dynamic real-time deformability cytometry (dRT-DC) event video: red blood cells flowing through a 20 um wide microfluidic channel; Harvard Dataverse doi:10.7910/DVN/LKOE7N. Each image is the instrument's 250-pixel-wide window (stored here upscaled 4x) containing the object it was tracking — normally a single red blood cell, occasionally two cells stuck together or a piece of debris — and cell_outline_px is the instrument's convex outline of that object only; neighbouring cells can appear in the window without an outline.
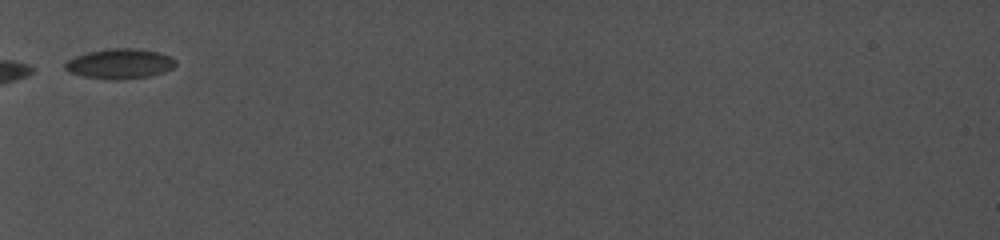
{"species": "common noctule bat (a hibernating species)", "species_latin": "Nyctalus noctula", "temperature_condition": "cold", "stored_images_in_passage": 7, "camera_frame_rate_fps": 5000, "um_per_image_px": 0.085, "animal": {"sex": "female", "body_mass_g": 19.0, "forearm_length_mm": 56.7}, "frame": {"image": 1, "passage_image": 1, "time_ms": 0.0, "image_size_px": [1000, 240], "cell_outline_px": [[176, 64], [172, 68], [164, 72], [148, 76], [116, 80], [112, 80], [84, 76], [68, 72], [64, 68], [64, 64], [68, 60], [76, 56], [88, 52], [108, 48], [136, 48], [156, 52], [168, 56], [176, 60]], "centroid_in_image_um": [10.16, 5.42], "position_along_channel_um": 74.8, "area_um2": 19.19}}